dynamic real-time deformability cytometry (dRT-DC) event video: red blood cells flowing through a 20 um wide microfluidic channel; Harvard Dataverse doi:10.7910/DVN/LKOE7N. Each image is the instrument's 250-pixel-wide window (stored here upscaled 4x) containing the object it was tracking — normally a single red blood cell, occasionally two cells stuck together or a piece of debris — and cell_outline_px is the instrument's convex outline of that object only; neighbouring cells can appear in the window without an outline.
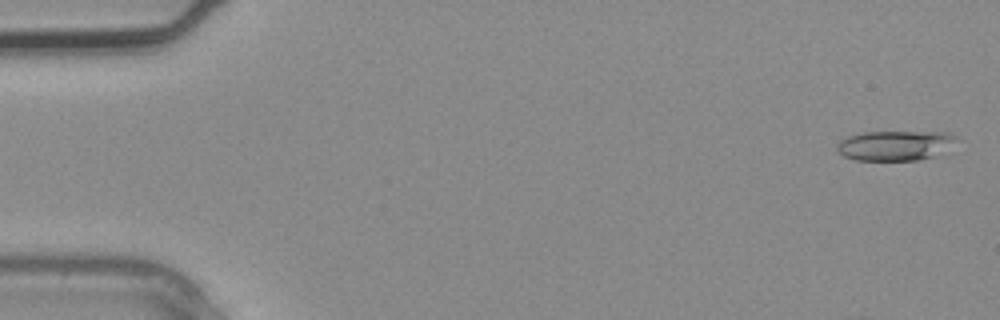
{"species": "common noctule bat (a hibernating species)", "species_latin": "Nyctalus noctula", "temperature_condition": "warm", "stored_images_in_passage": 2, "camera_frame_rate_fps": 3000, "um_per_image_px": 0.085, "animal": {"sex": "male", "body_mass_g": 20.4}, "frame": {"image": 1, "passage_image": 2, "time_ms": 0.333, "image_size_px": [1000, 320], "cell_outline_px": [[960, 140], [940, 156], [916, 160], [856, 160], [844, 156], [836, 148], [836, 144], [840, 140], [848, 136], [864, 132], [948, 132], [956, 136]], "centroid_in_image_um": [76.17, 12.37], "position_along_channel_um": 8.8, "area_um2": 21.21}}